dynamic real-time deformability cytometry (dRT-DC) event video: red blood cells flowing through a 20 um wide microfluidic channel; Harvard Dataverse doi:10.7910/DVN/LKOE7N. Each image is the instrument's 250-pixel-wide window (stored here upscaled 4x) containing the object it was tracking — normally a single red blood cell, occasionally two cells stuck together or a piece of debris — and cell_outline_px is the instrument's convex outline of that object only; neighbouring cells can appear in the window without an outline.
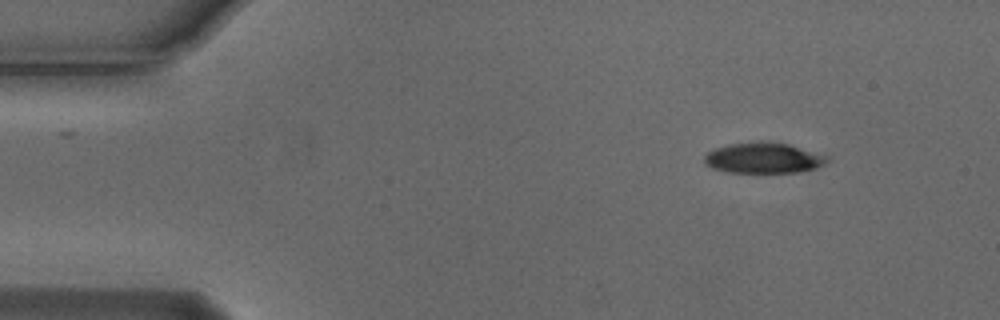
{"species": "Egyptian fruit bat (a non-hibernating species)", "species_latin": "Rousettus aegyptiacus", "temperature_condition": "cold", "stored_images_in_passage": 3, "camera_frame_rate_fps": 3000, "um_per_image_px": 0.085, "animal": {"sex": "male"}, "frame": {"image": 1, "passage_image": 1, "time_ms": 0.0, "image_size_px": [1000, 320], "cell_outline_px": [[828, 160], [824, 164], [816, 168], [800, 172], [728, 172], [712, 168], [704, 164], [704, 156], [712, 148], [728, 144], [760, 140], [788, 144], [828, 156]], "centroid_in_image_um": [64.85, 13.41], "position_along_channel_um": 20.1, "area_um2": 22.08}}
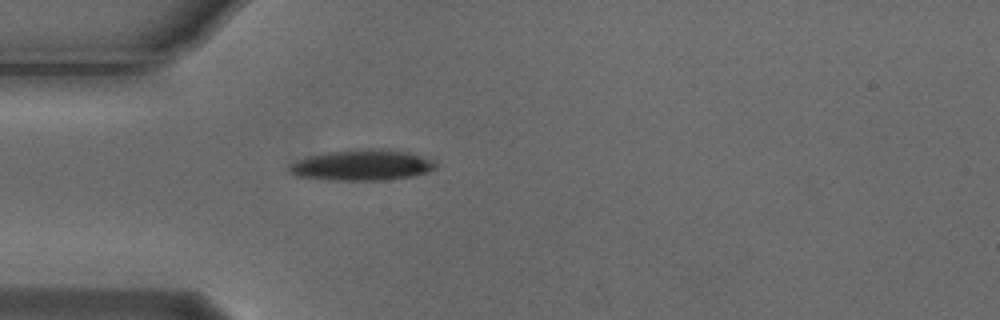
{"frame": {"image": 2, "passage_image": 3, "time_ms": 0.667, "image_size_px": [1000, 320], "cell_outline_px": [[436, 168], [428, 172], [416, 176], [384, 180], [328, 180], [296, 176], [288, 168], [288, 164], [296, 160], [308, 156], [328, 152], [368, 148], [388, 148], [408, 152], [432, 160], [436, 164]], "centroid_in_image_um": [30.78, 14.03], "position_along_channel_um": 54.2, "area_um2": 26.53}}